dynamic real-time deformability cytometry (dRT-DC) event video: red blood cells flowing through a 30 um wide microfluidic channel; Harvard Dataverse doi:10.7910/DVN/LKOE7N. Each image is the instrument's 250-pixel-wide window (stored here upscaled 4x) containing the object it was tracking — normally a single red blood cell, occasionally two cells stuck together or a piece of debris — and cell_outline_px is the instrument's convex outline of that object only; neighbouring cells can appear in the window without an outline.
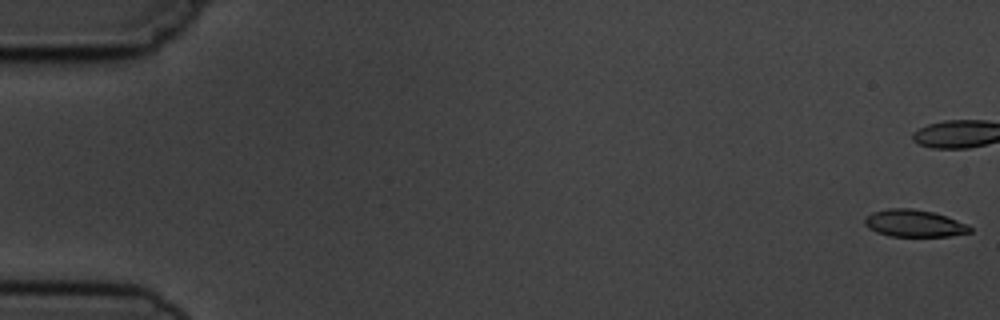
{"species": "common noctule bat (a hibernating species)", "species_latin": "Nyctalus noctula", "temperature_condition": "cold", "stored_images_in_passage": 11, "camera_frame_rate_fps": 3000, "um_per_image_px": 0.085, "animal": {"sex": "male", "body_mass_g": 19.5, "forearm_length_mm": 54.6}, "frame": {"image": 1, "passage_image": 1, "time_ms": 0.0, "image_size_px": [1000, 320], "cell_outline_px": [[972, 232], [952, 236], [888, 236], [876, 232], [868, 228], [864, 224], [864, 220], [872, 212], [888, 208], [912, 208], [932, 212], [968, 224], [972, 228]], "centroid_in_image_um": [77.7, 18.99], "position_along_channel_um": 7.3, "area_um2": 16.65}}
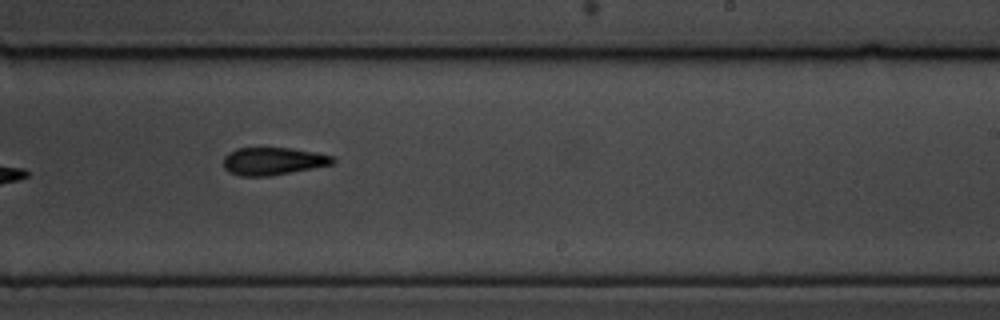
{"frame": {"image": 2, "passage_image": 10, "time_ms": 11.667, "image_size_px": [1000, 320], "cell_outline_px": [[336, 164], [272, 176], [240, 176], [228, 172], [224, 168], [224, 156], [228, 152], [236, 148], [292, 148], [316, 152], [332, 156], [336, 160]], "centroid_in_image_um": [23.23, 13.7], "position_along_channel_um": 265.8, "area_um2": 17.92}}
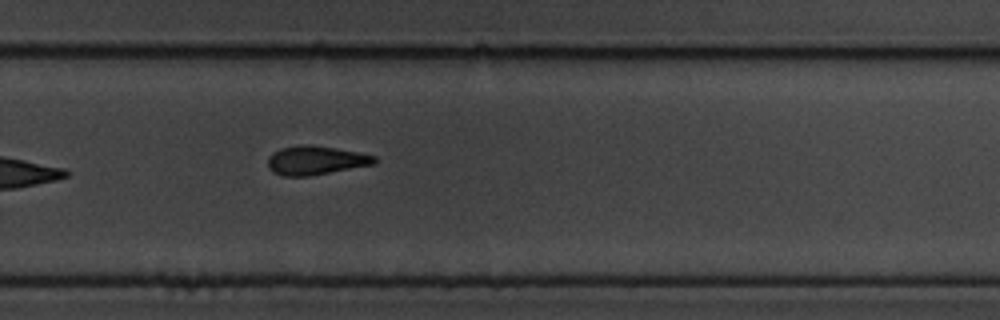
{"frame": {"image": 3, "passage_image": 11, "time_ms": 12.667, "image_size_px": [1000, 320], "cell_outline_px": [[376, 164], [308, 176], [284, 176], [272, 172], [268, 168], [268, 156], [272, 152], [280, 148], [304, 144], [312, 144], [356, 152], [376, 156]], "centroid_in_image_um": [26.8, 13.63], "position_along_channel_um": 303.0, "area_um2": 17.98}}